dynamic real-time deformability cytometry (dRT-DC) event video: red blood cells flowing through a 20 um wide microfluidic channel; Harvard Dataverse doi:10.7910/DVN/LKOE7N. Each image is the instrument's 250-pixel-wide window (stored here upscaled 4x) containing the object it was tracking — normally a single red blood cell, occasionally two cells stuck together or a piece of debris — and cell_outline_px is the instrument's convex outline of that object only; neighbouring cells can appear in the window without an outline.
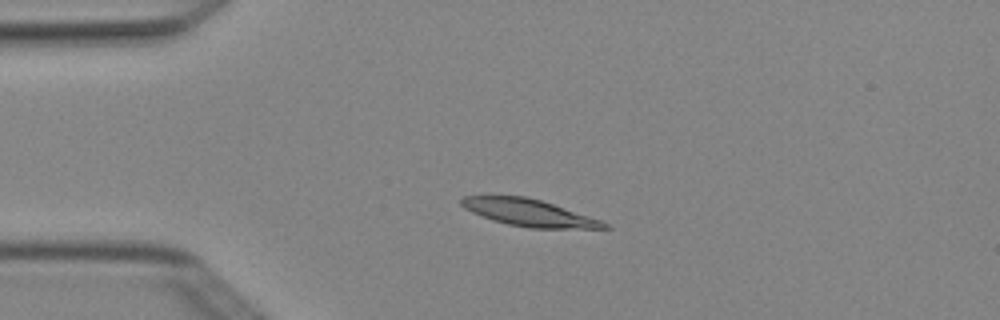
{"species": "Egyptian fruit bat (a non-hibernating species)", "species_latin": "Rousettus aegyptiacus", "temperature_condition": "cold", "stored_images_in_passage": 8, "camera_frame_rate_fps": 3000, "um_per_image_px": 0.085, "animal": {"sex": "female"}, "frame": {"image": 1, "passage_image": 4, "time_ms": 1.0, "image_size_px": [1000, 320], "cell_outline_px": [[612, 228], [528, 228], [508, 224], [492, 220], [472, 212], [464, 208], [460, 204], [460, 200], [464, 196], [528, 196], [600, 220], [608, 224]], "centroid_in_image_um": [44.92, 18.08], "position_along_channel_um": 40.1, "area_um2": 22.08}}
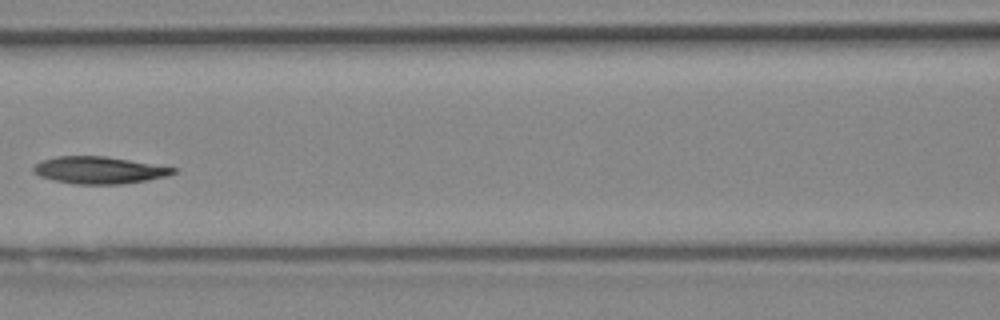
{"frame": {"image": 2, "passage_image": 7, "time_ms": 2.0, "image_size_px": [1000, 320], "cell_outline_px": [[180, 168], [176, 172], [168, 176], [148, 180], [124, 184], [76, 184], [52, 180], [40, 176], [32, 172], [32, 168], [40, 160], [56, 156], [104, 156]], "centroid_in_image_um": [8.44, 14.46], "position_along_channel_um": 158.2, "area_um2": 22.31}}
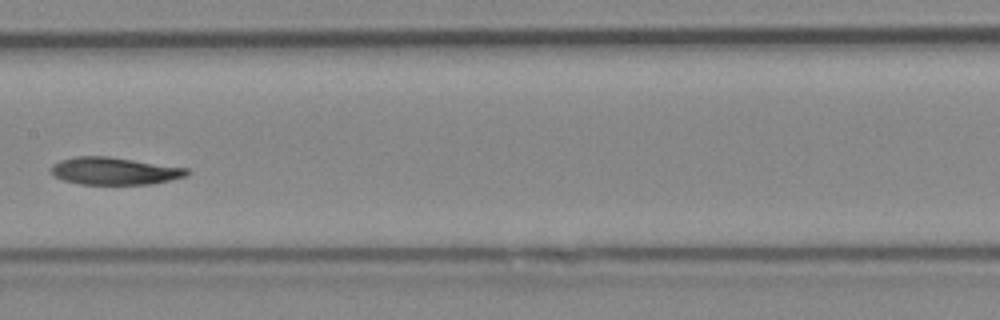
{"frame": {"image": 3, "passage_image": 8, "time_ms": 2.333, "image_size_px": [1000, 320], "cell_outline_px": [[192, 172], [188, 176], [152, 184], [80, 184], [64, 180], [52, 176], [52, 164], [60, 160], [76, 156], [108, 156], [188, 168]], "centroid_in_image_um": [9.75, 14.53], "position_along_channel_um": 197.6, "area_um2": 21.79}}